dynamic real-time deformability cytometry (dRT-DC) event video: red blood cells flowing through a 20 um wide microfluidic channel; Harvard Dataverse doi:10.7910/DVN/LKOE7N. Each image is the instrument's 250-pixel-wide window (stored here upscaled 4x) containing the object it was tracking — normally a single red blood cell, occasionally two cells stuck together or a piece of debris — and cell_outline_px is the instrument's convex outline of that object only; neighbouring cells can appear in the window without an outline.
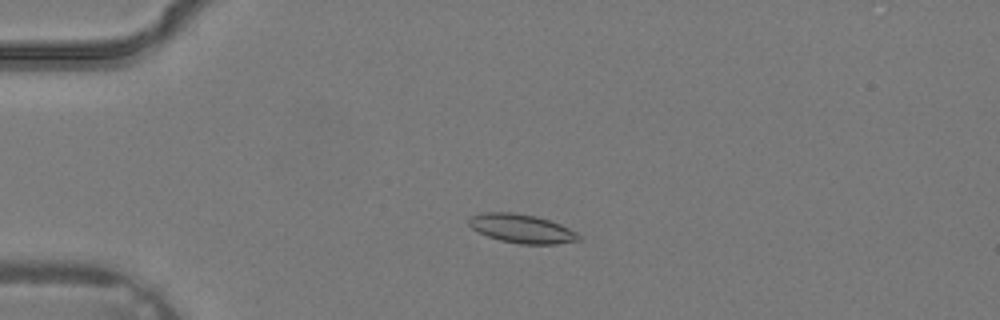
{"species": "common noctule bat (a hibernating species)", "species_latin": "Nyctalus noctula", "temperature_condition": "warm", "stored_images_in_passage": 1, "camera_frame_rate_fps": 3000, "um_per_image_px": 0.085, "animal": {"sex": "male", "body_mass_g": 19.2, "forearm_length_mm": 51.8}, "frame": {"image": 1, "passage_image": 1, "time_ms": 0.0, "image_size_px": [1000, 320], "cell_outline_px": [[580, 240], [556, 244], [520, 244], [500, 240], [488, 236], [472, 228], [468, 224], [468, 220], [472, 216], [480, 212], [512, 212], [536, 216], [560, 224], [576, 232], [580, 236]], "centroid_in_image_um": [44.33, 19.42], "position_along_channel_um": 40.7, "area_um2": 18.32}}